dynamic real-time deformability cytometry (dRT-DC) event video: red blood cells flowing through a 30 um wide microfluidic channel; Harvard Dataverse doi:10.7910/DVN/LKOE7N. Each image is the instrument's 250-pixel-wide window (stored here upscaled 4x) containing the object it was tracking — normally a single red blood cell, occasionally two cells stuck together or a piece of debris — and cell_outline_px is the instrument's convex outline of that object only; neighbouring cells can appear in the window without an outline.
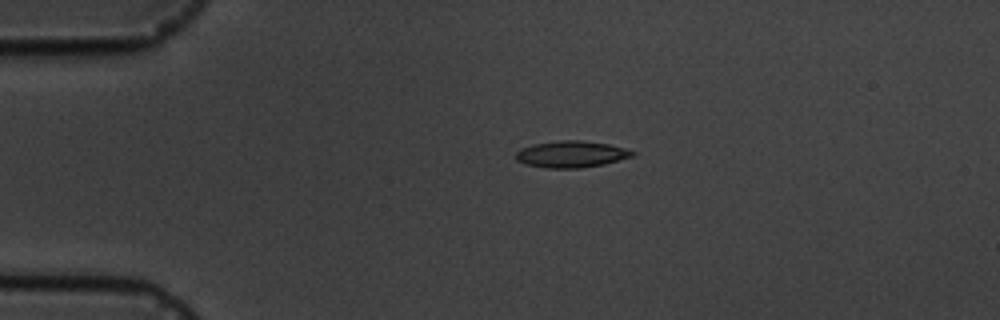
{"species": "common noctule bat (a hibernating species)", "species_latin": "Nyctalus noctula", "temperature_condition": "cold", "stored_images_in_passage": 4, "camera_frame_rate_fps": 3000, "um_per_image_px": 0.085, "animal": {"sex": "male", "body_mass_g": 19.5, "forearm_length_mm": 54.6}, "frame": {"image": 1, "passage_image": 3, "time_ms": 2.333, "image_size_px": [1000, 320], "cell_outline_px": [[636, 156], [604, 164], [580, 168], [548, 168], [524, 164], [516, 160], [516, 152], [520, 148], [532, 144], [560, 140], [580, 140], [608, 144], [624, 148], [636, 152]], "centroid_in_image_um": [48.56, 13.11], "position_along_channel_um": 36.4, "area_um2": 18.21}}